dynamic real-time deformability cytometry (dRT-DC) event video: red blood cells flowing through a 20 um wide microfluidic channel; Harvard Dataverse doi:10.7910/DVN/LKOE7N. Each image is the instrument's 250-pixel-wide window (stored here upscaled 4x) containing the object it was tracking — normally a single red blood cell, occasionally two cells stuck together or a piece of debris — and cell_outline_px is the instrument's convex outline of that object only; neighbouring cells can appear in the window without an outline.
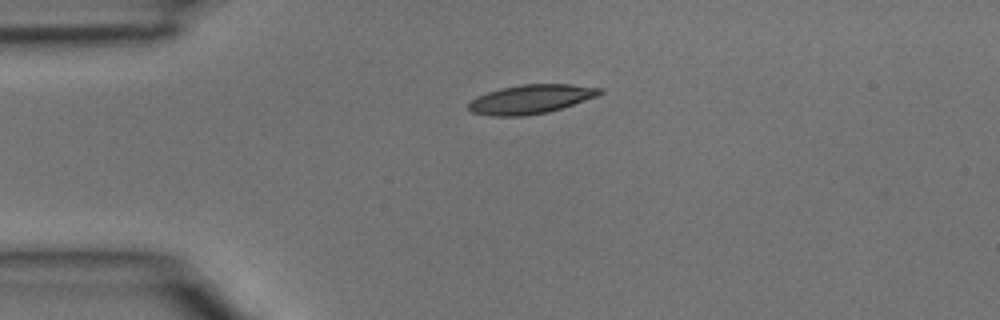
{"species": "common noctule bat (a hibernating species)", "species_latin": "Nyctalus noctula", "temperature_condition": "room temperature", "stored_images_in_passage": 2, "camera_frame_rate_fps": 3000, "um_per_image_px": 0.085, "animal": {"sex": "male", "body_mass_g": 15.6}, "frame": {"image": 1, "passage_image": 1, "time_ms": 0.0, "image_size_px": [1000, 320], "cell_outline_px": [[604, 92], [596, 96], [548, 112], [528, 116], [488, 116], [472, 112], [468, 108], [468, 104], [476, 96], [500, 88], [520, 84], [572, 84], [604, 88]], "centroid_in_image_um": [45.1, 8.42], "position_along_channel_um": 39.9, "area_um2": 22.25}}
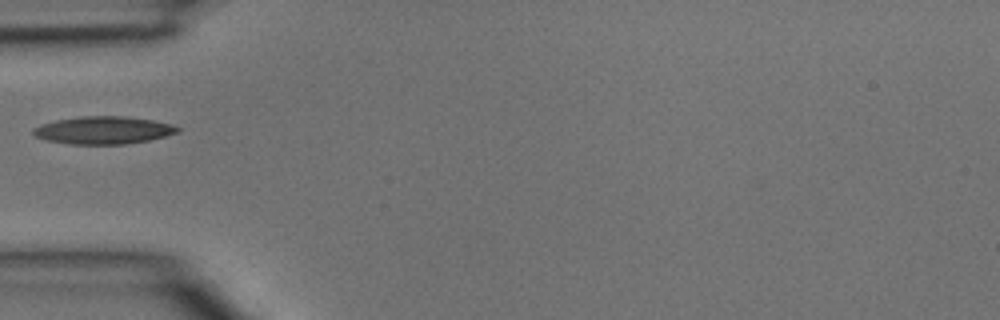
{"frame": {"image": 2, "passage_image": 2, "time_ms": 0.333, "image_size_px": [1000, 320], "cell_outline_px": [[180, 132], [148, 140], [124, 144], [72, 144], [48, 140], [36, 136], [32, 132], [32, 128], [40, 124], [56, 120], [80, 116], [124, 116], [152, 120], [172, 124], [180, 128]], "centroid_in_image_um": [8.79, 11.06], "position_along_channel_um": 76.2, "area_um2": 23.12}}